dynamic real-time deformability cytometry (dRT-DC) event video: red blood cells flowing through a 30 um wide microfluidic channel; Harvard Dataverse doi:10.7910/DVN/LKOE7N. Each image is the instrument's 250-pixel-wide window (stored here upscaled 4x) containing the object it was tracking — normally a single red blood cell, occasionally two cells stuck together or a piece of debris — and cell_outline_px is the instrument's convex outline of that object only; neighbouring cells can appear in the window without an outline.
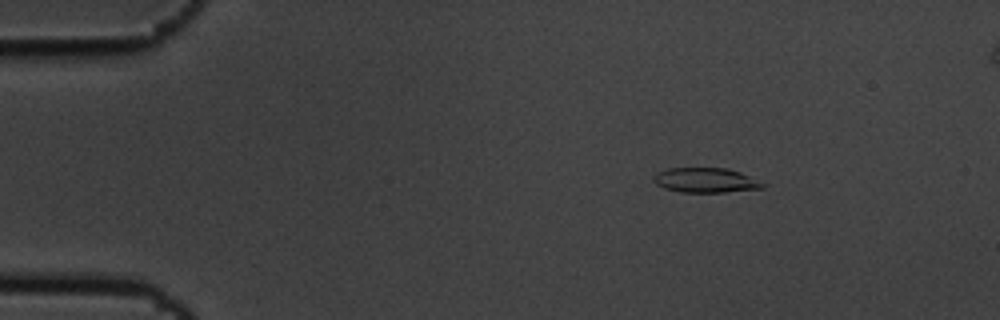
{"species": "common noctule bat (a hibernating species)", "species_latin": "Nyctalus noctula", "temperature_condition": "cold", "stored_images_in_passage": 6, "camera_frame_rate_fps": 3000, "um_per_image_px": 0.085, "animal": {"sex": "male", "body_mass_g": 19.5, "forearm_length_mm": 54.6}, "frame": {"image": 1, "passage_image": 3, "time_ms": 0.667, "image_size_px": [1000, 320], "cell_outline_px": [[768, 184], [764, 188], [724, 192], [680, 192], [664, 188], [656, 184], [652, 180], [652, 176], [656, 172], [668, 168], [728, 168], [740, 172]], "centroid_in_image_um": [59.97, 15.32], "position_along_channel_um": 25.0, "area_um2": 15.95}}